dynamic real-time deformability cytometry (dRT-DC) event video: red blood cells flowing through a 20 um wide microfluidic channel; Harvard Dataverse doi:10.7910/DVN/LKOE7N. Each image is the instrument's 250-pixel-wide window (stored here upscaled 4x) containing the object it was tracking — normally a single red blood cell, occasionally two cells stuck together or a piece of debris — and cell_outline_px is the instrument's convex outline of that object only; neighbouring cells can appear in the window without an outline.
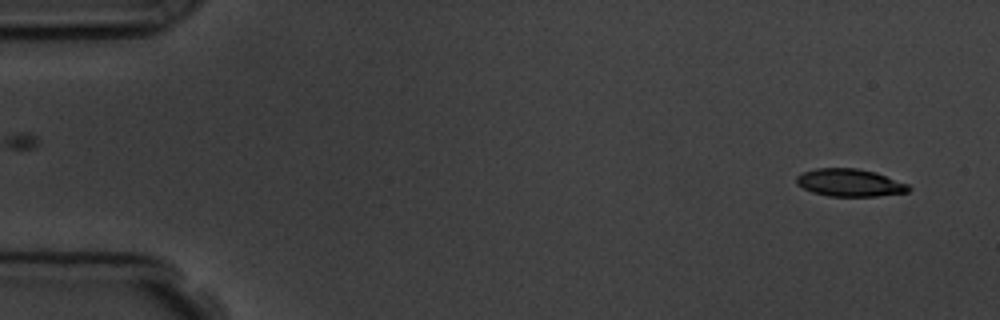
{"species": "common noctule bat (a hibernating species)", "species_latin": "Nyctalus noctula", "temperature_condition": "room temperature", "stored_images_in_passage": 7, "camera_frame_rate_fps": 3000, "um_per_image_px": 0.085, "animal": {"sex": "male", "body_mass_g": 19.5, "forearm_length_mm": 54.6}, "frame": {"image": 1, "passage_image": 1, "time_ms": 0.0, "image_size_px": [1000, 320], "cell_outline_px": [[912, 188], [908, 192], [876, 196], [828, 196], [812, 192], [796, 184], [796, 176], [804, 172], [816, 168], [856, 168], [876, 172], [908, 184]], "centroid_in_image_um": [72.23, 15.53], "position_along_channel_um": 12.8, "area_um2": 18.03}}
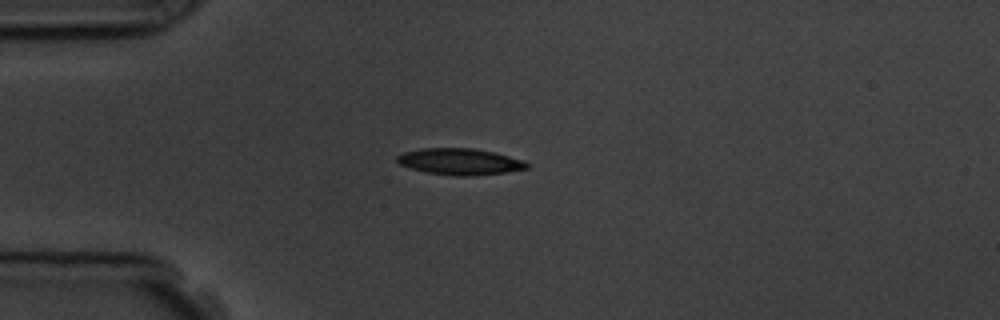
{"frame": {"image": 2, "passage_image": 4, "time_ms": 3.667, "image_size_px": [1000, 320], "cell_outline_px": [[528, 168], [504, 172], [472, 176], [456, 176], [428, 172], [412, 168], [400, 164], [396, 160], [396, 156], [404, 152], [420, 148], [472, 148], [492, 152], [524, 160], [528, 164]], "centroid_in_image_um": [39.07, 13.73], "position_along_channel_um": 45.9, "area_um2": 19.71}}
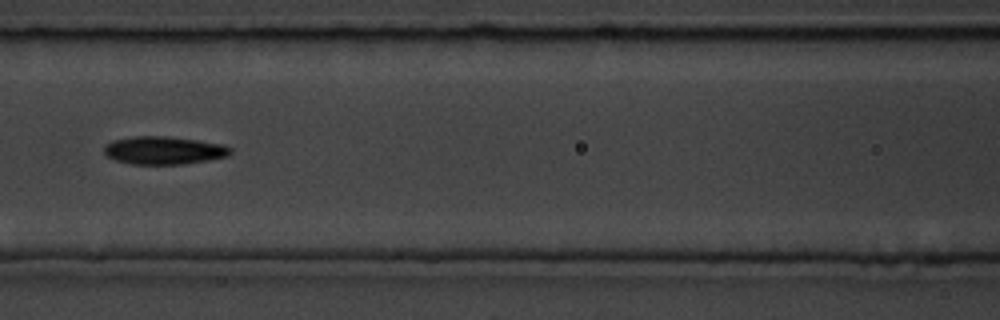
{"frame": {"image": 3, "passage_image": 7, "time_ms": 7.0, "image_size_px": [1000, 320], "cell_outline_px": [[232, 152], [228, 156], [208, 160], [184, 164], [132, 164], [116, 160], [108, 156], [104, 152], [104, 144], [112, 140], [136, 136], [164, 136], [196, 140], [224, 144], [232, 148]], "centroid_in_image_um": [13.94, 12.78], "position_along_channel_um": 152.7, "area_um2": 20.58}}